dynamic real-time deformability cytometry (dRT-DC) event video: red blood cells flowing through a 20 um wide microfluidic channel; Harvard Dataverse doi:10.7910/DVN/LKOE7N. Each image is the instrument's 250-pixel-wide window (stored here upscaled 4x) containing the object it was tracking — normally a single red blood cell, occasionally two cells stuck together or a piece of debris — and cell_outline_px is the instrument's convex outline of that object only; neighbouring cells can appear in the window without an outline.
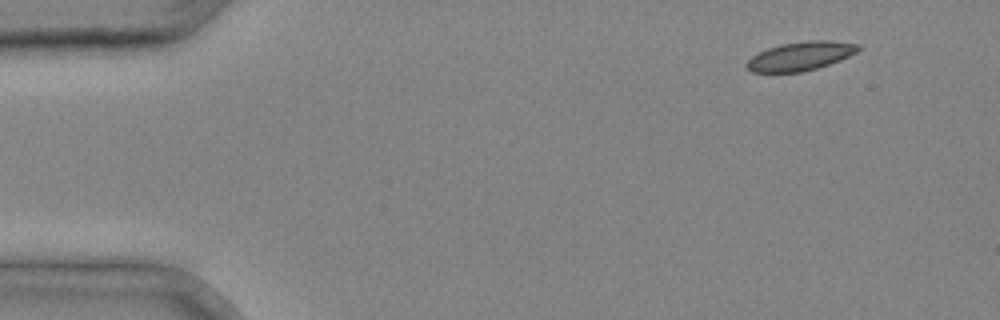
{"species": "common noctule bat (a hibernating species)", "species_latin": "Nyctalus noctula", "temperature_condition": "cold", "stored_images_in_passage": 31, "camera_frame_rate_fps": 3000, "um_per_image_px": 0.085, "animal": {"sex": "male", "body_mass_g": 20.4}, "frame": {"image": 1, "passage_image": 1, "time_ms": 0.0, "image_size_px": [1000, 320], "cell_outline_px": [[860, 48], [856, 52], [840, 60], [816, 68], [800, 72], [752, 72], [744, 64], [752, 56], [768, 48], [780, 44], [808, 40], [832, 40], [860, 44]], "centroid_in_image_um": [68.04, 4.75], "position_along_channel_um": 17.0, "area_um2": 18.61}}
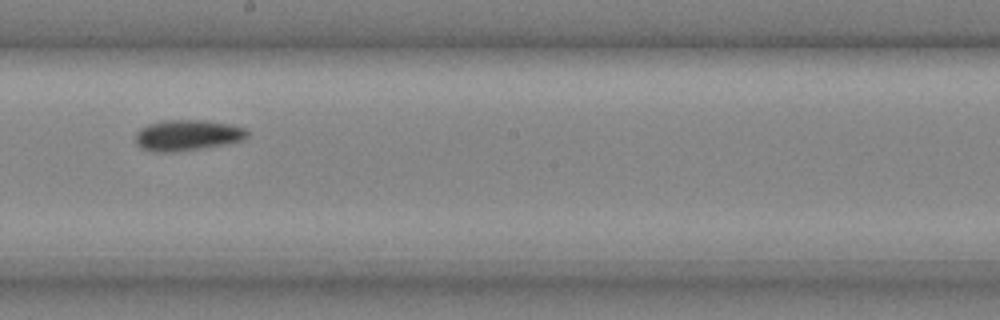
{"frame": {"image": 2, "passage_image": 19, "time_ms": 6.0, "image_size_px": [1000, 320], "cell_outline_px": [[248, 136], [244, 140], [228, 144], [172, 152], [156, 152], [144, 148], [136, 144], [136, 132], [140, 128], [148, 124], [164, 120], [208, 120], [232, 124], [244, 128], [248, 132]], "centroid_in_image_um": [15.96, 11.48], "position_along_channel_um": 232.2, "area_um2": 20.17}}
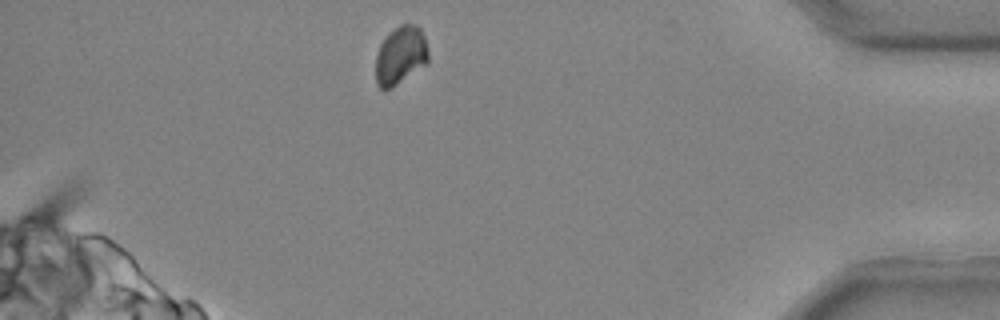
{"frame": {"image": 3, "passage_image": 31, "time_ms": 10.0, "image_size_px": [1000, 320], "cell_outline_px": [[428, 60], [424, 64], [392, 88], [380, 88], [376, 84], [376, 56], [380, 44], [388, 32], [400, 24], [416, 24], [420, 28], [424, 36], [428, 52]], "centroid_in_image_um": [34.02, 4.67], "position_along_channel_um": 401.2, "area_um2": 17.69}}